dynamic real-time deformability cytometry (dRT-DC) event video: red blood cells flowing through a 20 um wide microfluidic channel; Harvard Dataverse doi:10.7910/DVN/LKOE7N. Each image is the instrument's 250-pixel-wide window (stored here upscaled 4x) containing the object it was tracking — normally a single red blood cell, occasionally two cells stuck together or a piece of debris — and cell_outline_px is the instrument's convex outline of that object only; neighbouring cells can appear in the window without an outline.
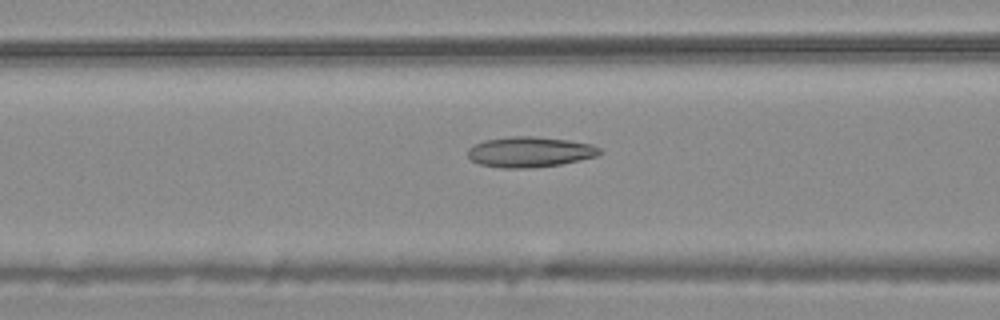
{"species": "common noctule bat (a hibernating species)", "species_latin": "Nyctalus noctula", "temperature_condition": "warm", "stored_images_in_passage": 42, "camera_frame_rate_fps": 3000, "um_per_image_px": 0.085, "animal": {"sex": "male", "body_mass_g": 20.4}, "frame": {"image": 1, "passage_image": 10, "time_ms": 3.0, "image_size_px": [1000, 320], "cell_outline_px": [[604, 152], [596, 156], [580, 160], [560, 164], [532, 168], [500, 168], [480, 164], [472, 160], [468, 156], [468, 148], [484, 140], [512, 136], [532, 136], [568, 140], [592, 144], [600, 148]], "centroid_in_image_um": [45.05, 12.92], "position_along_channel_um": 121.5, "area_um2": 23.41}}
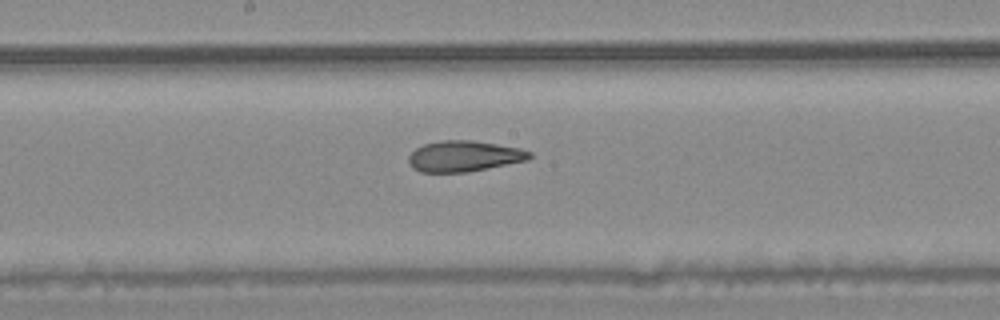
{"frame": {"image": 2, "passage_image": 17, "time_ms": 5.333, "image_size_px": [1000, 320], "cell_outline_px": [[532, 156], [528, 160], [468, 172], [420, 172], [412, 168], [408, 164], [408, 156], [416, 148], [424, 144], [440, 140], [472, 140], [520, 148], [532, 152]], "centroid_in_image_um": [39.43, 13.27], "position_along_channel_um": 208.8, "area_um2": 21.85}}
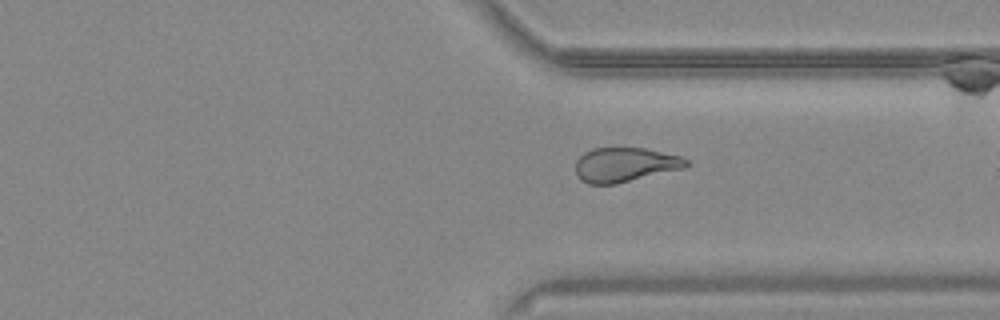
{"frame": {"image": 3, "passage_image": 29, "time_ms": 9.333, "image_size_px": [1000, 320], "cell_outline_px": [[692, 164], [684, 168], [616, 184], [588, 184], [580, 180], [576, 176], [576, 160], [584, 152], [592, 148], [644, 148], [680, 156], [688, 160]], "centroid_in_image_um": [53.11, 14.01], "position_along_channel_um": 358.3, "area_um2": 22.31}, "authors_computed_cell_mechanics": {"area_um2": 23.1778, "velocity_mm_per_s": 3.7437, "shape_relaxation_time_tau1_ms": null, "shape_relaxation_time_tau2_ms": 2.1553, "deformation_change_tau1": null, "deformation_change_tau2": 0.1014}}